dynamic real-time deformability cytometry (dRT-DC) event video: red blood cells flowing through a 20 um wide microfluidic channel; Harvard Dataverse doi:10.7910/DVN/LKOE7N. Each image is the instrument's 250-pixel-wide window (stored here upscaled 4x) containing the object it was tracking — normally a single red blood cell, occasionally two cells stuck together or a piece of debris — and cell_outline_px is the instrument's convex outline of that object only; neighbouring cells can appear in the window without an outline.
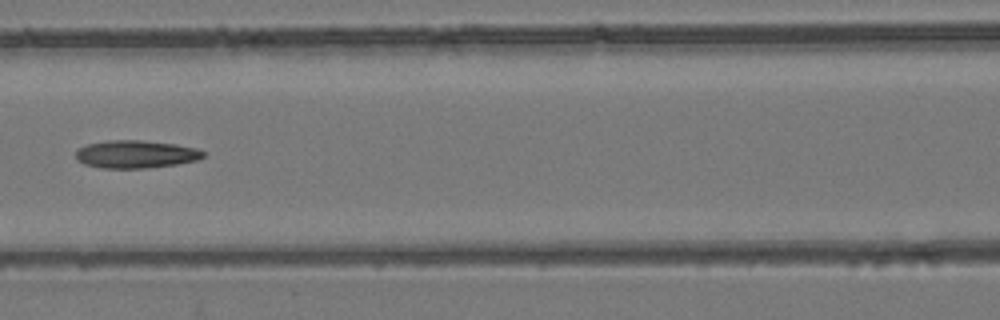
{"species": "common noctule bat (a hibernating species)", "species_latin": "Nyctalus noctula", "temperature_condition": "room temperature", "stored_images_in_passage": 6, "camera_frame_rate_fps": 3000, "um_per_image_px": 0.085, "animal": {"sex": "female", "body_mass_g": 24.6, "forearm_length_mm": 56.2}, "frame": {"image": 1, "passage_image": 5, "time_ms": 1.333, "image_size_px": [1000, 320], "cell_outline_px": [[204, 156], [196, 160], [176, 164], [144, 168], [104, 168], [84, 164], [76, 160], [76, 148], [88, 144], [108, 140], [140, 140], [176, 144], [196, 148], [204, 152]], "centroid_in_image_um": [11.5, 13.1], "position_along_channel_um": 155.1, "area_um2": 20.58}}
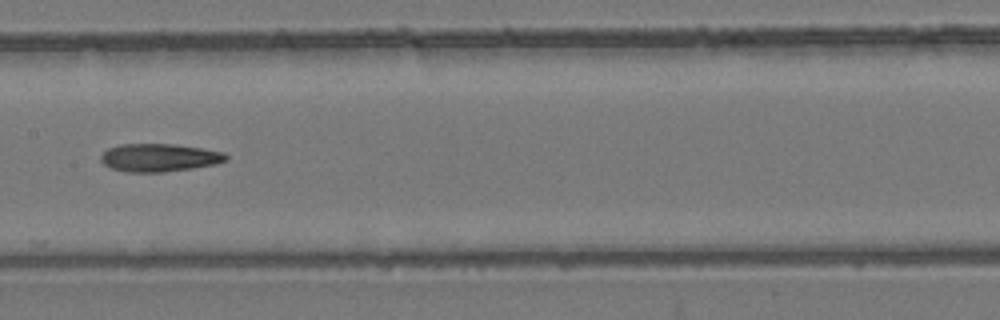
{"frame": {"image": 2, "passage_image": 6, "time_ms": 1.667, "image_size_px": [1000, 320], "cell_outline_px": [[228, 160], [216, 164], [192, 168], [164, 172], [128, 172], [112, 168], [104, 164], [100, 160], [100, 156], [108, 148], [120, 144], [172, 144], [200, 148], [224, 152], [228, 156]], "centroid_in_image_um": [13.54, 13.4], "position_along_channel_um": 193.9, "area_um2": 20.35}}